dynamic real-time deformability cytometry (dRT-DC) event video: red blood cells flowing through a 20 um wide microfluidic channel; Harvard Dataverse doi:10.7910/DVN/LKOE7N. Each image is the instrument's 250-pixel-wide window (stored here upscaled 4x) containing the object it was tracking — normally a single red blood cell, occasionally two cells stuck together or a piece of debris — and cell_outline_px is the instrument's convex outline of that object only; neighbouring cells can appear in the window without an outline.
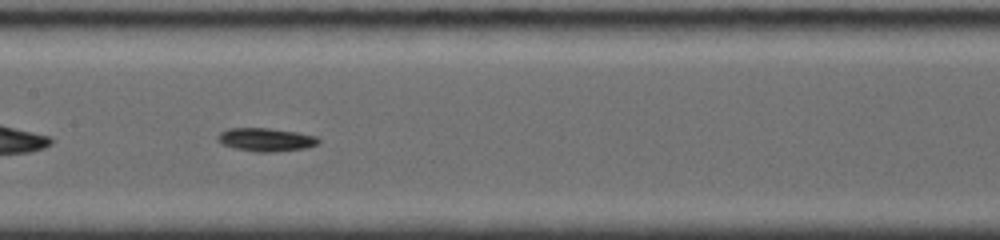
{"species": "common noctule bat (a hibernating species)", "species_latin": "Nyctalus noctula", "temperature_condition": "room temperature", "stored_images_in_passage": 19, "camera_frame_rate_fps": 4000, "um_per_image_px": 0.085, "animal": {"sex": "female", "body_mass_g": 19.0, "forearm_length_mm": 56.7}, "frame": {"image": 1, "passage_image": 6, "time_ms": 4.0, "image_size_px": [1000, 240], "cell_outline_px": [[320, 140], [316, 144], [304, 148], [272, 152], [256, 152], [236, 148], [220, 144], [216, 140], [216, 136], [220, 132], [228, 128], [268, 128], [296, 132], [316, 136]], "centroid_in_image_um": [22.53, 11.86], "position_along_channel_um": 184.9, "area_um2": 13.64}}
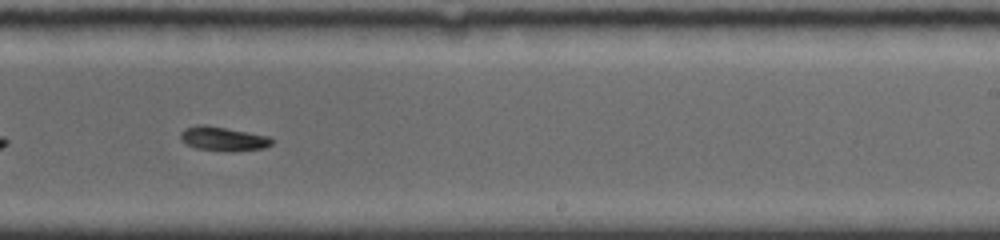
{"frame": {"image": 2, "passage_image": 9, "time_ms": 6.25, "image_size_px": [1000, 240], "cell_outline_px": [[272, 144], [264, 148], [232, 152], [228, 152], [196, 148], [184, 144], [180, 140], [180, 132], [184, 128], [196, 124], [204, 124], [248, 132], [268, 136], [272, 140]], "centroid_in_image_um": [18.91, 11.8], "position_along_channel_um": 270.1, "area_um2": 13.06}, "authors_computed_cell_mechanics": {"area_um2": 13.0628, "velocity_mm_per_s": 3.8021, "shape_relaxation_time_tau1_ms": 5.0803, "shape_relaxation_time_tau2_ms": null, "deformation_change_tau1": 0.2354, "deformation_change_tau2": null}}